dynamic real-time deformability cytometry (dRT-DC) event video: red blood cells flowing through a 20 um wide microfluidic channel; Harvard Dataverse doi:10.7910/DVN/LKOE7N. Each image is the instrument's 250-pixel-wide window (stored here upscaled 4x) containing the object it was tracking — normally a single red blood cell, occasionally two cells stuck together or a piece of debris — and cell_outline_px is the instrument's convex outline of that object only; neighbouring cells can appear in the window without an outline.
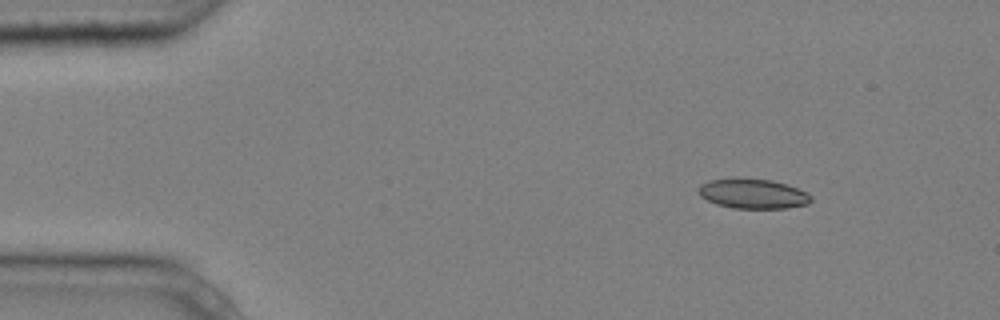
{"species": "common noctule bat (a hibernating species)", "species_latin": "Nyctalus noctula", "temperature_condition": "cold", "stored_images_in_passage": 4, "camera_frame_rate_fps": 3000, "um_per_image_px": 0.085, "animal": {"sex": "male", "body_mass_g": 20.4}, "frame": {"image": 1, "passage_image": 1, "time_ms": 0.0, "image_size_px": [1000, 320], "cell_outline_px": [[812, 200], [808, 204], [788, 208], [732, 208], [716, 204], [700, 196], [700, 184], [708, 180], [732, 176], [736, 176], [772, 180], [808, 192], [812, 196]], "centroid_in_image_um": [63.98, 16.44], "position_along_channel_um": 21.0, "area_um2": 19.94}}
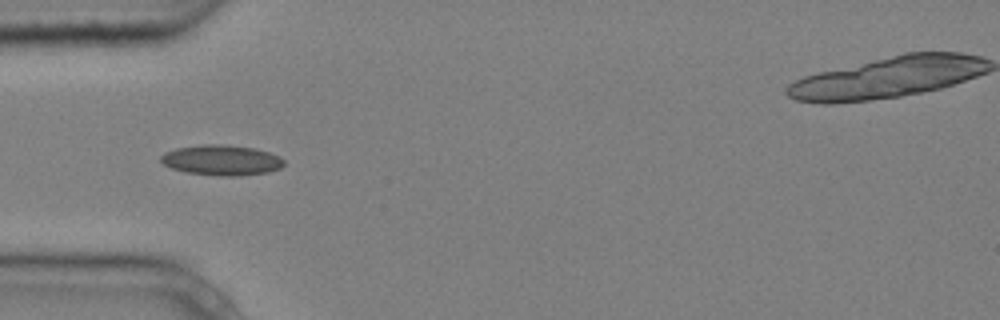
{"frame": {"image": 2, "passage_image": 4, "time_ms": 1.0, "image_size_px": [1000, 320], "cell_outline_px": [[284, 164], [280, 168], [268, 172], [240, 176], [220, 176], [184, 172], [172, 168], [164, 164], [160, 160], [160, 156], [164, 152], [176, 148], [204, 144], [224, 144], [252, 148], [268, 152], [280, 156], [284, 160]], "centroid_in_image_um": [18.82, 13.61], "position_along_channel_um": 66.2, "area_um2": 21.85}}